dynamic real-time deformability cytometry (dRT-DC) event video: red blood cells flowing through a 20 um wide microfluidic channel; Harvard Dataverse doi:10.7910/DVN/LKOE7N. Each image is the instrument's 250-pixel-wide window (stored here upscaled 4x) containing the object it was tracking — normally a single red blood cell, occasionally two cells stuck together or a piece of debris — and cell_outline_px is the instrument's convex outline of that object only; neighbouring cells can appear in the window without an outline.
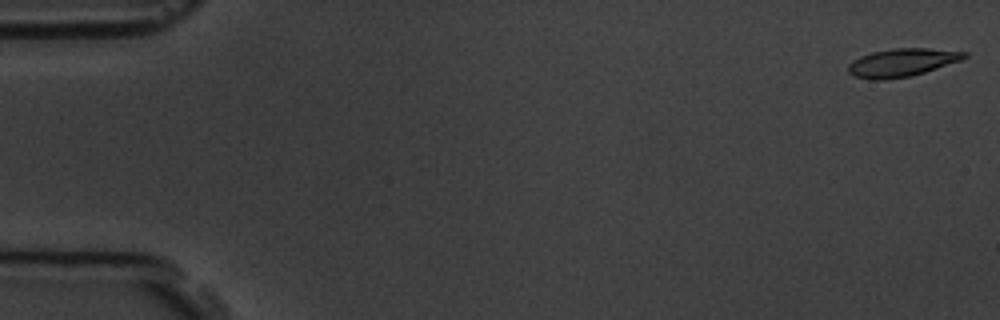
{"species": "common noctule bat (a hibernating species)", "species_latin": "Nyctalus noctula", "temperature_condition": "room temperature", "stored_images_in_passage": 6, "camera_frame_rate_fps": 3000, "um_per_image_px": 0.085, "animal": {"sex": "male", "body_mass_g": 19.5, "forearm_length_mm": 54.6}, "frame": {"image": 1, "passage_image": 1, "time_ms": 0.0, "image_size_px": [1000, 320], "cell_outline_px": [[968, 56], [960, 60], [912, 76], [884, 80], [872, 80], [856, 76], [848, 72], [848, 64], [852, 60], [860, 56], [872, 52], [892, 48], [928, 48], [968, 52]], "centroid_in_image_um": [76.64, 5.31], "position_along_channel_um": 8.4, "area_um2": 18.96}}
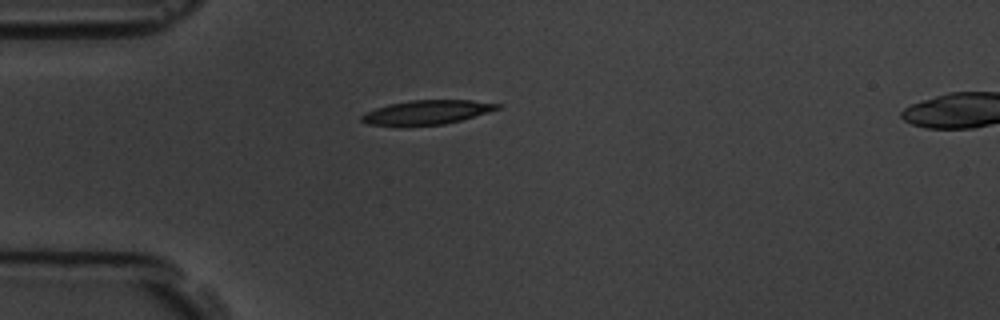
{"frame": {"image": 2, "passage_image": 5, "time_ms": 4.667, "image_size_px": [1000, 320], "cell_outline_px": [[500, 108], [488, 112], [460, 120], [444, 124], [368, 124], [360, 120], [360, 116], [376, 108], [388, 104], [412, 100], [472, 100], [500, 104]], "centroid_in_image_um": [36.31, 9.51], "position_along_channel_um": 48.7, "area_um2": 18.44}}